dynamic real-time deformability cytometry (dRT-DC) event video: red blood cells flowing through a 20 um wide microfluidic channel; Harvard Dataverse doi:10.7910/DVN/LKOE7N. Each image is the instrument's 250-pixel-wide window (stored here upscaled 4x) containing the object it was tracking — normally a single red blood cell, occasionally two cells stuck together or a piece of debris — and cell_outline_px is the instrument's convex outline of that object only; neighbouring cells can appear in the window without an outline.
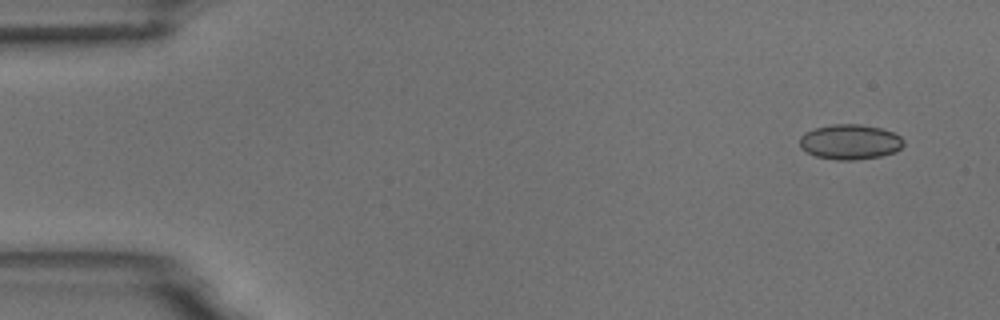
{"species": "common noctule bat (a hibernating species)", "species_latin": "Nyctalus noctula", "temperature_condition": "room temperature", "stored_images_in_passage": 5, "camera_frame_rate_fps": 3000, "um_per_image_px": 0.085, "animal": {"sex": "male", "body_mass_g": 18.8}, "frame": {"image": 1, "passage_image": 1, "time_ms": 0.0, "image_size_px": [1000, 320], "cell_outline_px": [[904, 144], [896, 152], [880, 156], [852, 160], [836, 160], [816, 156], [800, 148], [800, 136], [804, 132], [816, 128], [832, 124], [860, 124], [880, 128], [892, 132], [900, 136], [904, 140]], "centroid_in_image_um": [72.25, 12.06], "position_along_channel_um": 12.8, "area_um2": 21.21}}
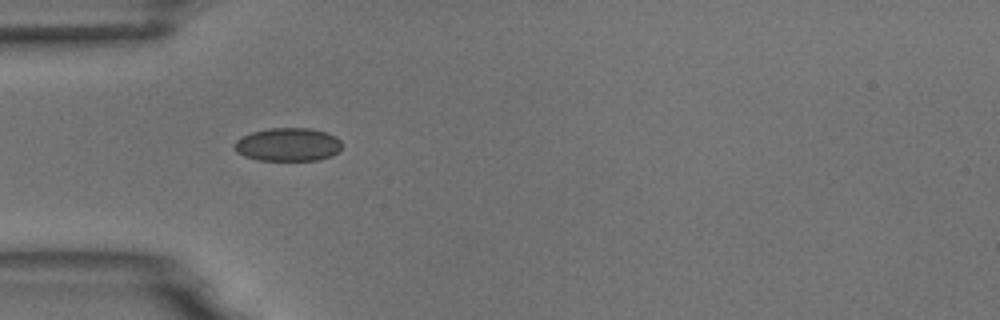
{"frame": {"image": 2, "passage_image": 4, "time_ms": 4.333, "image_size_px": [1000, 320], "cell_outline_px": [[344, 144], [332, 156], [320, 160], [260, 160], [244, 156], [236, 152], [232, 144], [236, 140], [252, 132], [268, 128], [312, 128], [328, 132], [336, 136]], "centroid_in_image_um": [24.5, 12.28], "position_along_channel_um": 60.5, "area_um2": 21.1}}